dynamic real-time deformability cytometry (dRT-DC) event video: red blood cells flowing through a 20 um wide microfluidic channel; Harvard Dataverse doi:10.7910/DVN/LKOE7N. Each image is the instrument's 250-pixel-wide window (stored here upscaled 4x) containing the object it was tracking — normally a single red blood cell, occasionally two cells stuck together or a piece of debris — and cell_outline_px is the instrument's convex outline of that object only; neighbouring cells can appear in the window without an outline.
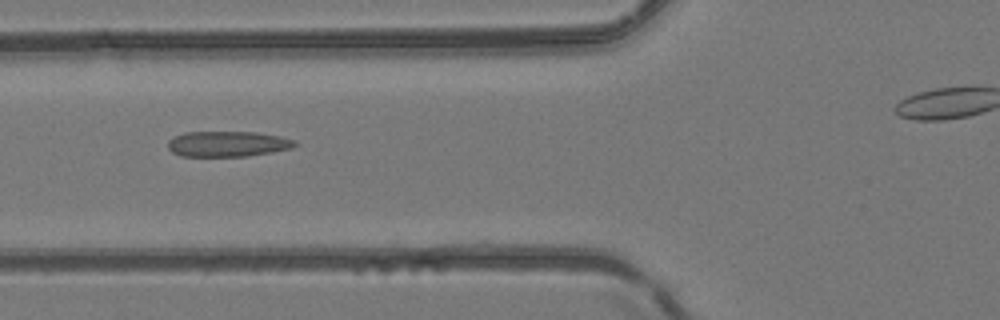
{"species": "common noctule bat (a hibernating species)", "species_latin": "Nyctalus noctula", "temperature_condition": "room temperature", "stored_images_in_passage": 6, "camera_frame_rate_fps": 3000, "um_per_image_px": 0.085, "animal": {"sex": "female", "body_mass_g": 24.6, "forearm_length_mm": 56.2}, "frame": {"image": 1, "passage_image": 6, "time_ms": 5.667, "image_size_px": [1000, 320], "cell_outline_px": [[300, 144], [292, 148], [272, 152], [248, 156], [180, 156], [172, 152], [168, 148], [168, 140], [184, 132], [256, 132], [280, 136], [296, 140]], "centroid_in_image_um": [19.39, 12.23], "position_along_channel_um": 106.4, "area_um2": 19.02}}